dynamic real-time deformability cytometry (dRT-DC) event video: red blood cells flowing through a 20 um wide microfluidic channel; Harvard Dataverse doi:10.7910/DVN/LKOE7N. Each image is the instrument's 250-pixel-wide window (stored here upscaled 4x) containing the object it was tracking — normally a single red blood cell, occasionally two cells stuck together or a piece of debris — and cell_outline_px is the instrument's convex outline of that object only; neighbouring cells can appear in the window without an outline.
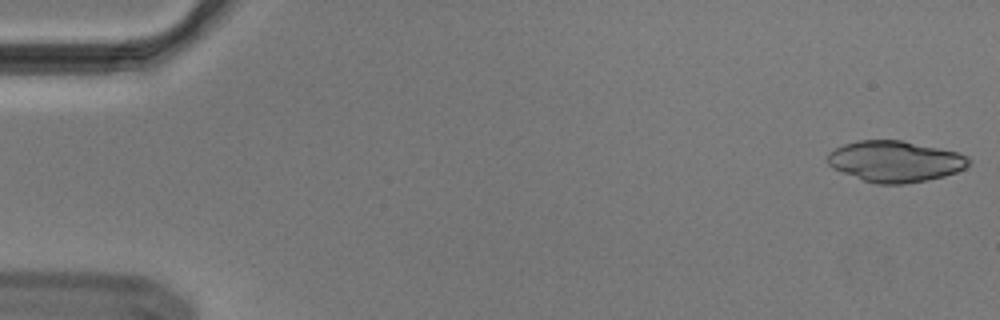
{"species": "Egyptian fruit bat (a non-hibernating species)", "species_latin": "Rousettus aegyptiacus", "temperature_condition": "cold", "stored_images_in_passage": 53, "camera_frame_rate_fps": 3000, "um_per_image_px": 0.085, "animal": {"sex": "male"}, "frame": {"image": 1, "passage_image": 1, "time_ms": 0.0, "image_size_px": [1000, 320], "cell_outline_px": [[972, 160], [964, 168], [956, 172], [944, 176], [928, 180], [904, 184], [876, 184], [864, 180], [832, 168], [828, 164], [828, 152], [844, 144], [856, 140], [900, 140], [956, 152]], "centroid_in_image_um": [76.06, 13.72], "position_along_channel_um": 8.9, "area_um2": 33.52}}
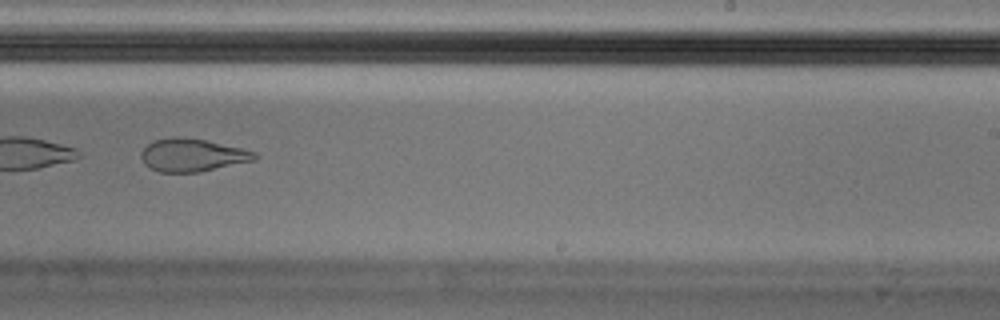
{"frame": {"image": 2, "passage_image": 34, "time_ms": 11.0, "image_size_px": [1000, 320], "cell_outline_px": [[260, 156], [256, 160], [200, 172], [160, 172], [144, 164], [140, 156], [140, 152], [148, 144], [156, 140], [172, 136], [204, 140], [244, 148], [256, 152]], "centroid_in_image_um": [16.39, 13.19], "position_along_channel_um": 272.6, "area_um2": 21.79}}